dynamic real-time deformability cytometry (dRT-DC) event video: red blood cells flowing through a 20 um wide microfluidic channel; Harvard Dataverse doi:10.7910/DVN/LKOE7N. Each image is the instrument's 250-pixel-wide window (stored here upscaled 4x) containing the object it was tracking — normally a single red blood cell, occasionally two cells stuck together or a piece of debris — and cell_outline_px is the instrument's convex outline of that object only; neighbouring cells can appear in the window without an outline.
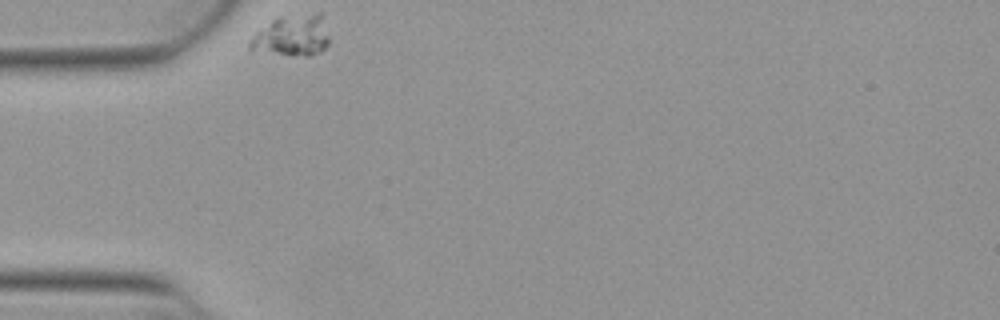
{"species": "Egyptian fruit bat (a non-hibernating species)", "species_latin": "Rousettus aegyptiacus", "temperature_condition": "warm", "stored_images_in_passage": 6, "camera_frame_rate_fps": 3000, "um_per_image_px": 0.085, "animal": {"sex": "female"}, "frame": {"image": 1, "passage_image": 1, "time_ms": 0.0, "image_size_px": [1000, 320], "cell_outline_px": [[328, 44], [320, 52], [308, 56], [304, 56], [248, 52], [248, 40], [256, 32], [272, 20], [280, 16], [316, 12], [320, 12], [328, 36]], "centroid_in_image_um": [24.75, 3.05], "position_along_channel_um": 60.2, "area_um2": 19.42}}